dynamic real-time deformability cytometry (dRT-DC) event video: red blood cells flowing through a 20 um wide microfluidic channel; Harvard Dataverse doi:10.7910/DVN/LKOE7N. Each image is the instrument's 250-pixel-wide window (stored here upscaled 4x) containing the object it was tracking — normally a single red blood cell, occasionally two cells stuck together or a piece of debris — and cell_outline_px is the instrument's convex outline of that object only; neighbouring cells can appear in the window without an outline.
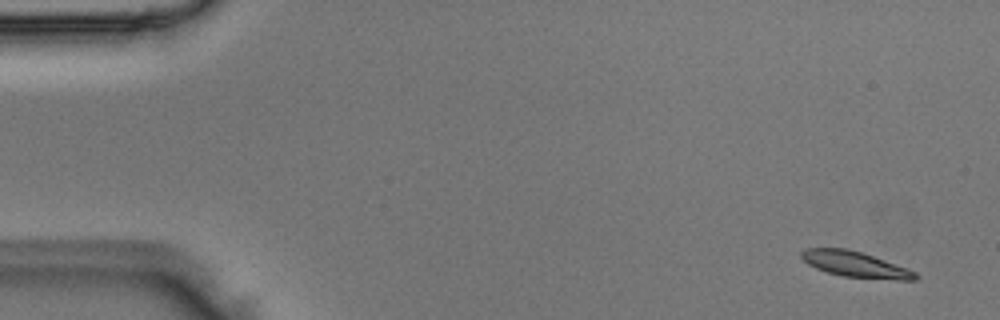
{"species": "Egyptian fruit bat (a non-hibernating species)", "species_latin": "Rousettus aegyptiacus", "temperature_condition": "room temperature", "stored_images_in_passage": 4, "camera_frame_rate_fps": 3000, "um_per_image_px": 0.085, "animal": {"sex": "male"}, "frame": {"image": 1, "passage_image": 1, "time_ms": 0.0, "image_size_px": [1000, 320], "cell_outline_px": [[920, 276], [916, 280], [896, 280], [844, 276], [828, 272], [816, 268], [808, 264], [800, 256], [800, 252], [804, 248], [848, 248], [908, 268], [916, 272]], "centroid_in_image_um": [72.71, 22.47], "position_along_channel_um": 12.3, "area_um2": 16.99}}